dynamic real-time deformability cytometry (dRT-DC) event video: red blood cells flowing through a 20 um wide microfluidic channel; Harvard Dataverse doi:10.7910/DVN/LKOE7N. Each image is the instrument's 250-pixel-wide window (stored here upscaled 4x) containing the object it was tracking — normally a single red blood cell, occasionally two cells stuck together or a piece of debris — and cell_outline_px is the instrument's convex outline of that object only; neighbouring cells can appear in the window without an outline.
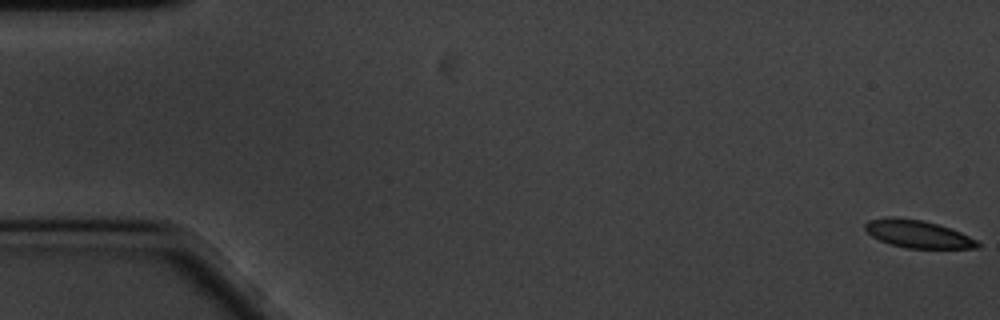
{"species": "common noctule bat (a hibernating species)", "species_latin": "Nyctalus noctula", "temperature_condition": "cold", "stored_images_in_passage": 60, "camera_frame_rate_fps": 3000, "um_per_image_px": 0.085, "animal": {"sex": "male", "body_mass_g": 20.1, "forearm_length_mm": 53.5}, "frame": {"image": 1, "passage_image": 1, "time_ms": 0.0, "image_size_px": [1000, 320], "cell_outline_px": [[980, 248], [908, 248], [892, 244], [880, 240], [872, 236], [864, 228], [864, 224], [868, 220], [884, 216], [896, 216], [924, 220], [960, 232], [976, 240], [980, 244]], "centroid_in_image_um": [77.97, 19.86], "position_along_channel_um": 7.0, "area_um2": 18.09}}
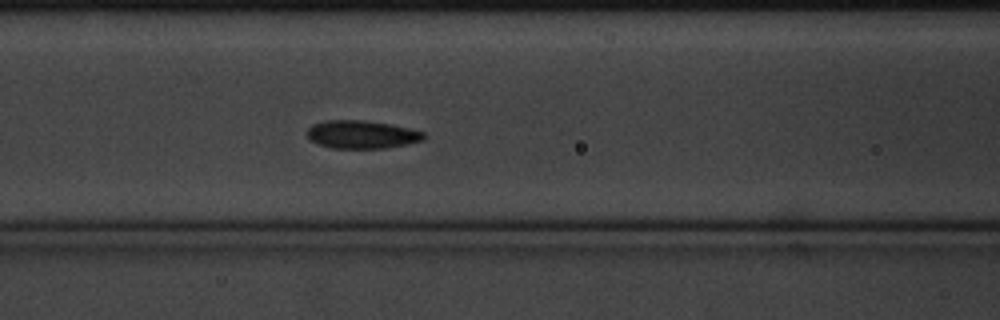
{"frame": {"image": 2, "passage_image": 25, "time_ms": 8.0, "image_size_px": [1000, 320], "cell_outline_px": [[424, 140], [408, 144], [384, 148], [332, 148], [316, 144], [308, 140], [308, 128], [312, 124], [324, 120], [364, 120], [392, 124], [424, 132]], "centroid_in_image_um": [30.72, 11.43], "position_along_channel_um": 135.9, "area_um2": 19.25}}
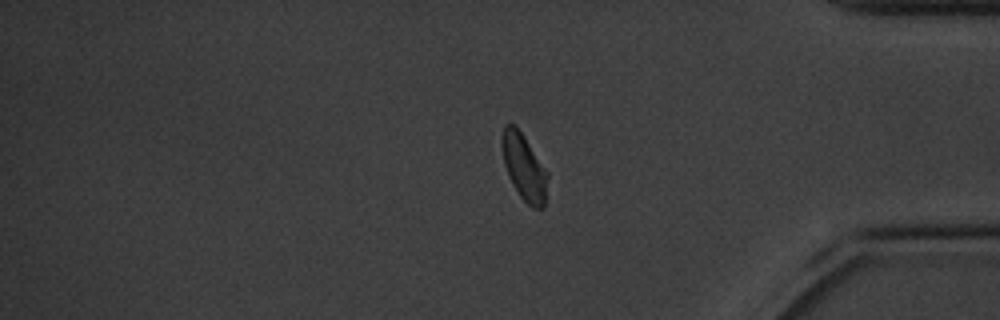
{"frame": {"image": 3, "passage_image": 50, "time_ms": 16.333, "image_size_px": [1000, 320], "cell_outline_px": [[548, 176], [544, 208], [532, 208], [520, 196], [512, 184], [508, 176], [504, 164], [500, 144], [500, 136], [504, 124], [512, 124], [520, 132], [548, 172]], "centroid_in_image_um": [44.51, 14.22], "position_along_channel_um": 390.7, "area_um2": 17.57}, "authors_computed_cell_mechanics": {"area_um2": 18.5249, "velocity_mm_per_s": 3.3385, "shape_relaxation_time_tau1_ms": 3.6564, "shape_relaxation_time_tau2_ms": 11.2135, "deformation_change_tau1": 0.0836, "deformation_change_tau2": 0.1008}}